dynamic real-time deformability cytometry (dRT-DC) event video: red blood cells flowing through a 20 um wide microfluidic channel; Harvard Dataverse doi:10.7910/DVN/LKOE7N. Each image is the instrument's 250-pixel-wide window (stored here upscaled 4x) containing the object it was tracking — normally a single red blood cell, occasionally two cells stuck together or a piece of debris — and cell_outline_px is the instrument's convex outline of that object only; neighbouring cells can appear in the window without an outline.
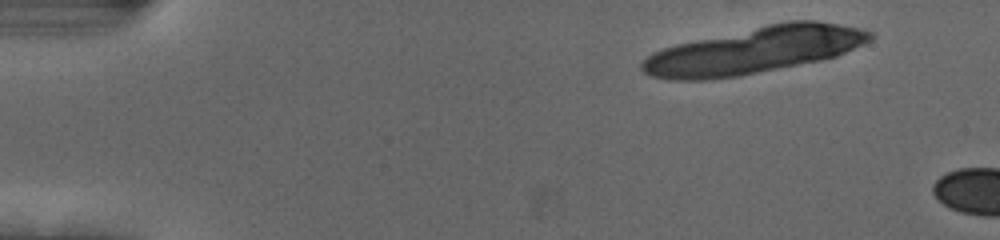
{"species": "human", "species_latin": "Homo sapiens", "temperature_condition": "cold", "stored_images_in_passage": 5, "camera_frame_rate_fps": 3000, "um_per_image_px": 0.085, "donor": {"sex": "female"}, "frame": {"image": 1, "passage_image": 1, "time_ms": 0.0, "image_size_px": [1000, 240], "cell_outline_px": [[876, 36], [872, 40], [836, 56], [820, 60], [736, 76], [712, 80], [668, 80], [652, 76], [644, 72], [640, 68], [640, 64], [652, 52], [676, 44], [768, 24], [788, 20], [816, 20], [860, 28], [872, 32]], "centroid_in_image_um": [64.11, 4.27], "position_along_channel_um": 20.9, "area_um2": 61.44}}